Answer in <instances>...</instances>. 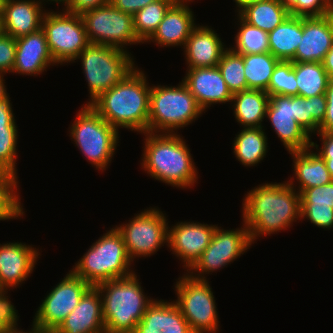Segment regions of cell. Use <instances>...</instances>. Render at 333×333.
Masks as SVG:
<instances>
[{
	"instance_id": "cell-48",
	"label": "cell",
	"mask_w": 333,
	"mask_h": 333,
	"mask_svg": "<svg viewBox=\"0 0 333 333\" xmlns=\"http://www.w3.org/2000/svg\"><path fill=\"white\" fill-rule=\"evenodd\" d=\"M157 0H110V4L122 12L134 15L137 11Z\"/></svg>"
},
{
	"instance_id": "cell-43",
	"label": "cell",
	"mask_w": 333,
	"mask_h": 333,
	"mask_svg": "<svg viewBox=\"0 0 333 333\" xmlns=\"http://www.w3.org/2000/svg\"><path fill=\"white\" fill-rule=\"evenodd\" d=\"M8 291H0V333H5L19 319L18 310L8 298Z\"/></svg>"
},
{
	"instance_id": "cell-42",
	"label": "cell",
	"mask_w": 333,
	"mask_h": 333,
	"mask_svg": "<svg viewBox=\"0 0 333 333\" xmlns=\"http://www.w3.org/2000/svg\"><path fill=\"white\" fill-rule=\"evenodd\" d=\"M16 41L15 38L2 34L0 36V84L5 83L4 74L12 72L15 63Z\"/></svg>"
},
{
	"instance_id": "cell-16",
	"label": "cell",
	"mask_w": 333,
	"mask_h": 333,
	"mask_svg": "<svg viewBox=\"0 0 333 333\" xmlns=\"http://www.w3.org/2000/svg\"><path fill=\"white\" fill-rule=\"evenodd\" d=\"M216 225L199 222H178L168 227V247L189 271L200 259L212 240Z\"/></svg>"
},
{
	"instance_id": "cell-38",
	"label": "cell",
	"mask_w": 333,
	"mask_h": 333,
	"mask_svg": "<svg viewBox=\"0 0 333 333\" xmlns=\"http://www.w3.org/2000/svg\"><path fill=\"white\" fill-rule=\"evenodd\" d=\"M18 176H0V221L25 215L19 198ZM20 216V217H19Z\"/></svg>"
},
{
	"instance_id": "cell-17",
	"label": "cell",
	"mask_w": 333,
	"mask_h": 333,
	"mask_svg": "<svg viewBox=\"0 0 333 333\" xmlns=\"http://www.w3.org/2000/svg\"><path fill=\"white\" fill-rule=\"evenodd\" d=\"M39 250L19 242L0 244V289L17 288L31 275Z\"/></svg>"
},
{
	"instance_id": "cell-23",
	"label": "cell",
	"mask_w": 333,
	"mask_h": 333,
	"mask_svg": "<svg viewBox=\"0 0 333 333\" xmlns=\"http://www.w3.org/2000/svg\"><path fill=\"white\" fill-rule=\"evenodd\" d=\"M53 333H105L102 298L97 287H91L75 309Z\"/></svg>"
},
{
	"instance_id": "cell-28",
	"label": "cell",
	"mask_w": 333,
	"mask_h": 333,
	"mask_svg": "<svg viewBox=\"0 0 333 333\" xmlns=\"http://www.w3.org/2000/svg\"><path fill=\"white\" fill-rule=\"evenodd\" d=\"M270 96L266 91L248 89L233 94L231 105L234 116L243 128L264 127Z\"/></svg>"
},
{
	"instance_id": "cell-51",
	"label": "cell",
	"mask_w": 333,
	"mask_h": 333,
	"mask_svg": "<svg viewBox=\"0 0 333 333\" xmlns=\"http://www.w3.org/2000/svg\"><path fill=\"white\" fill-rule=\"evenodd\" d=\"M236 3L238 14L247 6L258 3L262 0H233Z\"/></svg>"
},
{
	"instance_id": "cell-11",
	"label": "cell",
	"mask_w": 333,
	"mask_h": 333,
	"mask_svg": "<svg viewBox=\"0 0 333 333\" xmlns=\"http://www.w3.org/2000/svg\"><path fill=\"white\" fill-rule=\"evenodd\" d=\"M89 43L107 45L127 51L132 44L142 43L135 31L133 15L107 3L81 15ZM129 44V45H128Z\"/></svg>"
},
{
	"instance_id": "cell-4",
	"label": "cell",
	"mask_w": 333,
	"mask_h": 333,
	"mask_svg": "<svg viewBox=\"0 0 333 333\" xmlns=\"http://www.w3.org/2000/svg\"><path fill=\"white\" fill-rule=\"evenodd\" d=\"M136 273L98 284L105 333H134L137 323L155 299L143 292Z\"/></svg>"
},
{
	"instance_id": "cell-33",
	"label": "cell",
	"mask_w": 333,
	"mask_h": 333,
	"mask_svg": "<svg viewBox=\"0 0 333 333\" xmlns=\"http://www.w3.org/2000/svg\"><path fill=\"white\" fill-rule=\"evenodd\" d=\"M247 90L267 91L275 66L279 60L270 52L243 55Z\"/></svg>"
},
{
	"instance_id": "cell-19",
	"label": "cell",
	"mask_w": 333,
	"mask_h": 333,
	"mask_svg": "<svg viewBox=\"0 0 333 333\" xmlns=\"http://www.w3.org/2000/svg\"><path fill=\"white\" fill-rule=\"evenodd\" d=\"M182 81L204 112L213 104L231 102L233 97L217 66L187 69Z\"/></svg>"
},
{
	"instance_id": "cell-2",
	"label": "cell",
	"mask_w": 333,
	"mask_h": 333,
	"mask_svg": "<svg viewBox=\"0 0 333 333\" xmlns=\"http://www.w3.org/2000/svg\"><path fill=\"white\" fill-rule=\"evenodd\" d=\"M135 67L90 105L111 126L148 132L151 87L144 71ZM119 128V129H118Z\"/></svg>"
},
{
	"instance_id": "cell-37",
	"label": "cell",
	"mask_w": 333,
	"mask_h": 333,
	"mask_svg": "<svg viewBox=\"0 0 333 333\" xmlns=\"http://www.w3.org/2000/svg\"><path fill=\"white\" fill-rule=\"evenodd\" d=\"M217 67L232 94L247 90L243 55L228 48L223 53Z\"/></svg>"
},
{
	"instance_id": "cell-47",
	"label": "cell",
	"mask_w": 333,
	"mask_h": 333,
	"mask_svg": "<svg viewBox=\"0 0 333 333\" xmlns=\"http://www.w3.org/2000/svg\"><path fill=\"white\" fill-rule=\"evenodd\" d=\"M325 96L327 99L326 115L319 126V132L333 133V80L329 81Z\"/></svg>"
},
{
	"instance_id": "cell-32",
	"label": "cell",
	"mask_w": 333,
	"mask_h": 333,
	"mask_svg": "<svg viewBox=\"0 0 333 333\" xmlns=\"http://www.w3.org/2000/svg\"><path fill=\"white\" fill-rule=\"evenodd\" d=\"M298 96L310 98L325 94L330 78L322 62H293Z\"/></svg>"
},
{
	"instance_id": "cell-52",
	"label": "cell",
	"mask_w": 333,
	"mask_h": 333,
	"mask_svg": "<svg viewBox=\"0 0 333 333\" xmlns=\"http://www.w3.org/2000/svg\"><path fill=\"white\" fill-rule=\"evenodd\" d=\"M43 2L45 1V2H48V1H50V3H52V1L53 2H55V3H57V4H62V5H64V6H66L68 3H69V1L70 0H42Z\"/></svg>"
},
{
	"instance_id": "cell-13",
	"label": "cell",
	"mask_w": 333,
	"mask_h": 333,
	"mask_svg": "<svg viewBox=\"0 0 333 333\" xmlns=\"http://www.w3.org/2000/svg\"><path fill=\"white\" fill-rule=\"evenodd\" d=\"M91 287L70 270L42 300L33 317V324L48 333H53Z\"/></svg>"
},
{
	"instance_id": "cell-9",
	"label": "cell",
	"mask_w": 333,
	"mask_h": 333,
	"mask_svg": "<svg viewBox=\"0 0 333 333\" xmlns=\"http://www.w3.org/2000/svg\"><path fill=\"white\" fill-rule=\"evenodd\" d=\"M182 315L193 333H217L218 312L212 288L208 280L192 278L188 273L178 278L175 285Z\"/></svg>"
},
{
	"instance_id": "cell-55",
	"label": "cell",
	"mask_w": 333,
	"mask_h": 333,
	"mask_svg": "<svg viewBox=\"0 0 333 333\" xmlns=\"http://www.w3.org/2000/svg\"><path fill=\"white\" fill-rule=\"evenodd\" d=\"M4 2H5V0H0V14H1L2 11H3Z\"/></svg>"
},
{
	"instance_id": "cell-27",
	"label": "cell",
	"mask_w": 333,
	"mask_h": 333,
	"mask_svg": "<svg viewBox=\"0 0 333 333\" xmlns=\"http://www.w3.org/2000/svg\"><path fill=\"white\" fill-rule=\"evenodd\" d=\"M312 150V151H311ZM293 158V173L294 177L299 183V186L294 184V179L291 178L287 181L292 187H298L297 191L301 193L304 189H309L315 186H321L333 181L325 160L311 149L302 151L289 152ZM293 180V181H292ZM295 185V186H294Z\"/></svg>"
},
{
	"instance_id": "cell-50",
	"label": "cell",
	"mask_w": 333,
	"mask_h": 333,
	"mask_svg": "<svg viewBox=\"0 0 333 333\" xmlns=\"http://www.w3.org/2000/svg\"><path fill=\"white\" fill-rule=\"evenodd\" d=\"M5 333H48V332L42 330L40 327H38L33 323L31 330L29 332L28 331L25 332L24 330H20L18 328V322H16Z\"/></svg>"
},
{
	"instance_id": "cell-10",
	"label": "cell",
	"mask_w": 333,
	"mask_h": 333,
	"mask_svg": "<svg viewBox=\"0 0 333 333\" xmlns=\"http://www.w3.org/2000/svg\"><path fill=\"white\" fill-rule=\"evenodd\" d=\"M62 12L47 10L41 27L45 31L50 54L57 66L75 62L78 55L90 44L81 16L64 9Z\"/></svg>"
},
{
	"instance_id": "cell-26",
	"label": "cell",
	"mask_w": 333,
	"mask_h": 333,
	"mask_svg": "<svg viewBox=\"0 0 333 333\" xmlns=\"http://www.w3.org/2000/svg\"><path fill=\"white\" fill-rule=\"evenodd\" d=\"M300 203V219H308L319 228H333V181L304 189Z\"/></svg>"
},
{
	"instance_id": "cell-20",
	"label": "cell",
	"mask_w": 333,
	"mask_h": 333,
	"mask_svg": "<svg viewBox=\"0 0 333 333\" xmlns=\"http://www.w3.org/2000/svg\"><path fill=\"white\" fill-rule=\"evenodd\" d=\"M189 2H193V0H176L166 11L154 34L146 42L152 41L160 47H184L192 30L197 26Z\"/></svg>"
},
{
	"instance_id": "cell-5",
	"label": "cell",
	"mask_w": 333,
	"mask_h": 333,
	"mask_svg": "<svg viewBox=\"0 0 333 333\" xmlns=\"http://www.w3.org/2000/svg\"><path fill=\"white\" fill-rule=\"evenodd\" d=\"M131 262L121 234L112 227L91 245L71 271L96 287L109 280L133 275Z\"/></svg>"
},
{
	"instance_id": "cell-36",
	"label": "cell",
	"mask_w": 333,
	"mask_h": 333,
	"mask_svg": "<svg viewBox=\"0 0 333 333\" xmlns=\"http://www.w3.org/2000/svg\"><path fill=\"white\" fill-rule=\"evenodd\" d=\"M240 23L234 37V47H230L241 55L269 52L268 33L245 22L238 14Z\"/></svg>"
},
{
	"instance_id": "cell-15",
	"label": "cell",
	"mask_w": 333,
	"mask_h": 333,
	"mask_svg": "<svg viewBox=\"0 0 333 333\" xmlns=\"http://www.w3.org/2000/svg\"><path fill=\"white\" fill-rule=\"evenodd\" d=\"M265 118L280 138L288 152L302 151L311 147V136L295 120V96L269 95Z\"/></svg>"
},
{
	"instance_id": "cell-6",
	"label": "cell",
	"mask_w": 333,
	"mask_h": 333,
	"mask_svg": "<svg viewBox=\"0 0 333 333\" xmlns=\"http://www.w3.org/2000/svg\"><path fill=\"white\" fill-rule=\"evenodd\" d=\"M203 112L183 81L176 87L151 86L148 132L177 134V129L195 122Z\"/></svg>"
},
{
	"instance_id": "cell-41",
	"label": "cell",
	"mask_w": 333,
	"mask_h": 333,
	"mask_svg": "<svg viewBox=\"0 0 333 333\" xmlns=\"http://www.w3.org/2000/svg\"><path fill=\"white\" fill-rule=\"evenodd\" d=\"M290 15L299 17L323 16L333 12L330 0H280Z\"/></svg>"
},
{
	"instance_id": "cell-39",
	"label": "cell",
	"mask_w": 333,
	"mask_h": 333,
	"mask_svg": "<svg viewBox=\"0 0 333 333\" xmlns=\"http://www.w3.org/2000/svg\"><path fill=\"white\" fill-rule=\"evenodd\" d=\"M269 95H298V87L292 61H279L273 70L268 89Z\"/></svg>"
},
{
	"instance_id": "cell-45",
	"label": "cell",
	"mask_w": 333,
	"mask_h": 333,
	"mask_svg": "<svg viewBox=\"0 0 333 333\" xmlns=\"http://www.w3.org/2000/svg\"><path fill=\"white\" fill-rule=\"evenodd\" d=\"M5 84H0V128L18 127Z\"/></svg>"
},
{
	"instance_id": "cell-1",
	"label": "cell",
	"mask_w": 333,
	"mask_h": 333,
	"mask_svg": "<svg viewBox=\"0 0 333 333\" xmlns=\"http://www.w3.org/2000/svg\"><path fill=\"white\" fill-rule=\"evenodd\" d=\"M288 182L263 183L251 189L242 203L243 222L252 244L261 238L285 231L300 219V193Z\"/></svg>"
},
{
	"instance_id": "cell-7",
	"label": "cell",
	"mask_w": 333,
	"mask_h": 333,
	"mask_svg": "<svg viewBox=\"0 0 333 333\" xmlns=\"http://www.w3.org/2000/svg\"><path fill=\"white\" fill-rule=\"evenodd\" d=\"M119 130L106 122L91 105L82 106L70 127V136L86 157L99 171L106 170L115 154Z\"/></svg>"
},
{
	"instance_id": "cell-54",
	"label": "cell",
	"mask_w": 333,
	"mask_h": 333,
	"mask_svg": "<svg viewBox=\"0 0 333 333\" xmlns=\"http://www.w3.org/2000/svg\"><path fill=\"white\" fill-rule=\"evenodd\" d=\"M3 34L2 16L0 14V36Z\"/></svg>"
},
{
	"instance_id": "cell-24",
	"label": "cell",
	"mask_w": 333,
	"mask_h": 333,
	"mask_svg": "<svg viewBox=\"0 0 333 333\" xmlns=\"http://www.w3.org/2000/svg\"><path fill=\"white\" fill-rule=\"evenodd\" d=\"M223 44L219 34L211 26L198 24L183 47L187 69L217 66L223 53L228 49Z\"/></svg>"
},
{
	"instance_id": "cell-35",
	"label": "cell",
	"mask_w": 333,
	"mask_h": 333,
	"mask_svg": "<svg viewBox=\"0 0 333 333\" xmlns=\"http://www.w3.org/2000/svg\"><path fill=\"white\" fill-rule=\"evenodd\" d=\"M175 1L157 0L133 15L134 31L142 44L154 34L166 11Z\"/></svg>"
},
{
	"instance_id": "cell-12",
	"label": "cell",
	"mask_w": 333,
	"mask_h": 333,
	"mask_svg": "<svg viewBox=\"0 0 333 333\" xmlns=\"http://www.w3.org/2000/svg\"><path fill=\"white\" fill-rule=\"evenodd\" d=\"M159 208L144 209L128 221L115 226L121 234L132 263L136 257H150L168 245V222Z\"/></svg>"
},
{
	"instance_id": "cell-31",
	"label": "cell",
	"mask_w": 333,
	"mask_h": 333,
	"mask_svg": "<svg viewBox=\"0 0 333 333\" xmlns=\"http://www.w3.org/2000/svg\"><path fill=\"white\" fill-rule=\"evenodd\" d=\"M238 15L249 25L268 33L284 22L290 12L280 0H262L245 7Z\"/></svg>"
},
{
	"instance_id": "cell-34",
	"label": "cell",
	"mask_w": 333,
	"mask_h": 333,
	"mask_svg": "<svg viewBox=\"0 0 333 333\" xmlns=\"http://www.w3.org/2000/svg\"><path fill=\"white\" fill-rule=\"evenodd\" d=\"M327 99L325 94L310 98L295 95V120L311 136L319 132L326 115Z\"/></svg>"
},
{
	"instance_id": "cell-25",
	"label": "cell",
	"mask_w": 333,
	"mask_h": 333,
	"mask_svg": "<svg viewBox=\"0 0 333 333\" xmlns=\"http://www.w3.org/2000/svg\"><path fill=\"white\" fill-rule=\"evenodd\" d=\"M134 333H193L175 301L155 299L137 323Z\"/></svg>"
},
{
	"instance_id": "cell-8",
	"label": "cell",
	"mask_w": 333,
	"mask_h": 333,
	"mask_svg": "<svg viewBox=\"0 0 333 333\" xmlns=\"http://www.w3.org/2000/svg\"><path fill=\"white\" fill-rule=\"evenodd\" d=\"M119 48L90 43L75 60H80L88 91L90 105L104 91L119 83L135 68L134 56Z\"/></svg>"
},
{
	"instance_id": "cell-40",
	"label": "cell",
	"mask_w": 333,
	"mask_h": 333,
	"mask_svg": "<svg viewBox=\"0 0 333 333\" xmlns=\"http://www.w3.org/2000/svg\"><path fill=\"white\" fill-rule=\"evenodd\" d=\"M17 127L0 128V165L9 173L17 175Z\"/></svg>"
},
{
	"instance_id": "cell-18",
	"label": "cell",
	"mask_w": 333,
	"mask_h": 333,
	"mask_svg": "<svg viewBox=\"0 0 333 333\" xmlns=\"http://www.w3.org/2000/svg\"><path fill=\"white\" fill-rule=\"evenodd\" d=\"M302 33L292 62H322L333 44V12L303 17Z\"/></svg>"
},
{
	"instance_id": "cell-3",
	"label": "cell",
	"mask_w": 333,
	"mask_h": 333,
	"mask_svg": "<svg viewBox=\"0 0 333 333\" xmlns=\"http://www.w3.org/2000/svg\"><path fill=\"white\" fill-rule=\"evenodd\" d=\"M145 136L142 168L158 181L191 188L198 172L186 141L178 133H142Z\"/></svg>"
},
{
	"instance_id": "cell-30",
	"label": "cell",
	"mask_w": 333,
	"mask_h": 333,
	"mask_svg": "<svg viewBox=\"0 0 333 333\" xmlns=\"http://www.w3.org/2000/svg\"><path fill=\"white\" fill-rule=\"evenodd\" d=\"M267 135L263 127L243 128L233 143V153L244 166H256L268 151Z\"/></svg>"
},
{
	"instance_id": "cell-49",
	"label": "cell",
	"mask_w": 333,
	"mask_h": 333,
	"mask_svg": "<svg viewBox=\"0 0 333 333\" xmlns=\"http://www.w3.org/2000/svg\"><path fill=\"white\" fill-rule=\"evenodd\" d=\"M322 65L326 70L327 74L329 75L330 80H333V44L325 55L322 61Z\"/></svg>"
},
{
	"instance_id": "cell-22",
	"label": "cell",
	"mask_w": 333,
	"mask_h": 333,
	"mask_svg": "<svg viewBox=\"0 0 333 333\" xmlns=\"http://www.w3.org/2000/svg\"><path fill=\"white\" fill-rule=\"evenodd\" d=\"M42 0H5L2 16L3 33L13 38L38 31L47 10Z\"/></svg>"
},
{
	"instance_id": "cell-14",
	"label": "cell",
	"mask_w": 333,
	"mask_h": 333,
	"mask_svg": "<svg viewBox=\"0 0 333 333\" xmlns=\"http://www.w3.org/2000/svg\"><path fill=\"white\" fill-rule=\"evenodd\" d=\"M242 224L243 227L236 230H225L217 226L209 246L204 250L195 265L187 271L188 274L192 278L206 280L207 277L204 274L223 269L229 263L234 262L241 254L247 252V249L252 245V241L246 224Z\"/></svg>"
},
{
	"instance_id": "cell-21",
	"label": "cell",
	"mask_w": 333,
	"mask_h": 333,
	"mask_svg": "<svg viewBox=\"0 0 333 333\" xmlns=\"http://www.w3.org/2000/svg\"><path fill=\"white\" fill-rule=\"evenodd\" d=\"M16 55L11 73L37 76L46 71L47 67L56 65L46 40L45 31H38L15 39Z\"/></svg>"
},
{
	"instance_id": "cell-44",
	"label": "cell",
	"mask_w": 333,
	"mask_h": 333,
	"mask_svg": "<svg viewBox=\"0 0 333 333\" xmlns=\"http://www.w3.org/2000/svg\"><path fill=\"white\" fill-rule=\"evenodd\" d=\"M317 135L321 136L322 147L319 148V145L312 141L311 148H316V152L325 160L327 170L333 179V133L318 132Z\"/></svg>"
},
{
	"instance_id": "cell-53",
	"label": "cell",
	"mask_w": 333,
	"mask_h": 333,
	"mask_svg": "<svg viewBox=\"0 0 333 333\" xmlns=\"http://www.w3.org/2000/svg\"><path fill=\"white\" fill-rule=\"evenodd\" d=\"M0 176H17L15 174L7 172L1 165H0Z\"/></svg>"
},
{
	"instance_id": "cell-46",
	"label": "cell",
	"mask_w": 333,
	"mask_h": 333,
	"mask_svg": "<svg viewBox=\"0 0 333 333\" xmlns=\"http://www.w3.org/2000/svg\"><path fill=\"white\" fill-rule=\"evenodd\" d=\"M110 0H70L64 10L81 15L82 13L109 3Z\"/></svg>"
},
{
	"instance_id": "cell-29",
	"label": "cell",
	"mask_w": 333,
	"mask_h": 333,
	"mask_svg": "<svg viewBox=\"0 0 333 333\" xmlns=\"http://www.w3.org/2000/svg\"><path fill=\"white\" fill-rule=\"evenodd\" d=\"M303 17L290 15L268 32L269 52L279 61H292L302 37Z\"/></svg>"
}]
</instances>
